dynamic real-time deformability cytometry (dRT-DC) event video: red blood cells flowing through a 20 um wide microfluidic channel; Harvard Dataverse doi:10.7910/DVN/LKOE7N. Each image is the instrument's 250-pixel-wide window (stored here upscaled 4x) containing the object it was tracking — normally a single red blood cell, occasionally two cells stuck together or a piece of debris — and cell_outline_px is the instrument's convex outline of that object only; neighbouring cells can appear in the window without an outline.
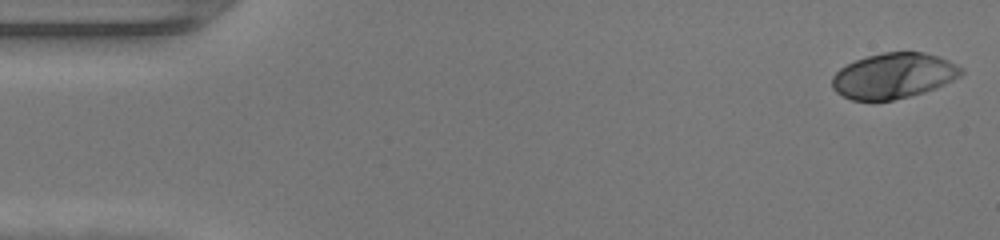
{"species": "human", "species_latin": "Homo sapiens", "temperature_condition": "warm", "stored_images_in_passage": 47, "camera_frame_rate_fps": 3000, "um_per_image_px": 0.085, "donor": {"sex": "female"}, "frame": {"image": 1, "passage_image": 1, "time_ms": 0.0, "image_size_px": [1000, 240], "cell_outline_px": [[964, 72], [960, 76], [936, 88], [924, 92], [892, 100], [852, 100], [836, 92], [832, 88], [832, 76], [840, 68], [856, 60], [868, 56], [884, 52], [924, 52], [940, 56], [964, 68]], "centroid_in_image_um": [75.97, 6.43], "position_along_channel_um": 9.0, "area_um2": 34.1}}
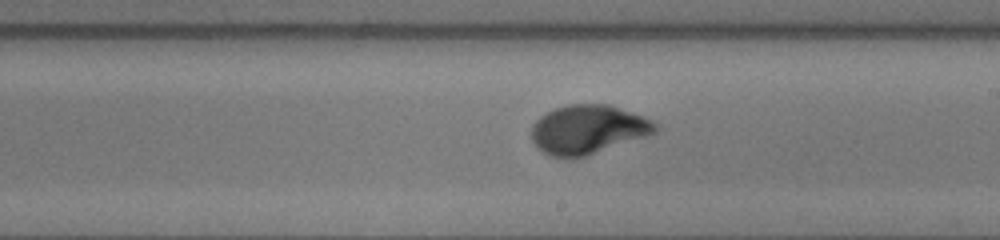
{"frame": {"image": 2, "passage_image": 27, "time_ms": 8.667, "image_size_px": [1000, 240], "cell_outline_px": [[660, 128], [656, 132], [648, 136], [584, 156], [552, 156], [536, 148], [532, 140], [532, 124], [540, 116], [556, 108], [568, 104], [608, 104], [652, 120], [660, 124]], "centroid_in_image_um": [50.0, 10.99], "position_along_channel_um": 239.0, "area_um2": 35.03}}
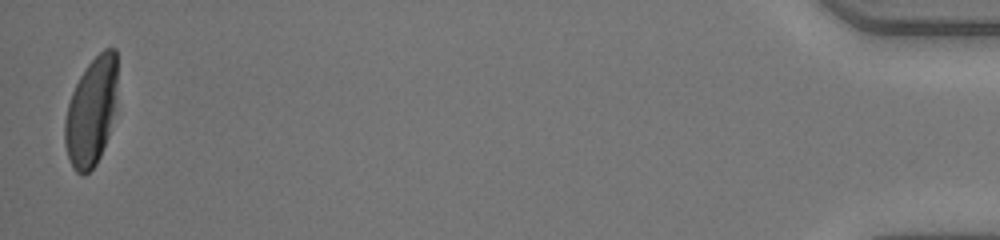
{"frame": {"image": 3, "passage_image": 47, "time_ms": 15.333, "image_size_px": [1000, 240], "cell_outline_px": [[116, 108], [108, 136], [100, 156], [96, 164], [84, 176], [76, 172], [72, 168], [64, 144], [64, 120], [68, 104], [72, 92], [80, 76], [88, 64], [104, 48], [116, 48]], "centroid_in_image_um": [7.75, 9.51], "position_along_channel_um": 427.4, "area_um2": 33.23}, "authors_computed_cell_mechanics": {"area_um2": 34.6222, "velocity_mm_per_s": 4.31, "shape_relaxation_time_tau1_ms": 3.0926, "shape_relaxation_time_tau2_ms": null, "deformation_change_tau1": 0.2191, "deformation_change_tau2": null}}